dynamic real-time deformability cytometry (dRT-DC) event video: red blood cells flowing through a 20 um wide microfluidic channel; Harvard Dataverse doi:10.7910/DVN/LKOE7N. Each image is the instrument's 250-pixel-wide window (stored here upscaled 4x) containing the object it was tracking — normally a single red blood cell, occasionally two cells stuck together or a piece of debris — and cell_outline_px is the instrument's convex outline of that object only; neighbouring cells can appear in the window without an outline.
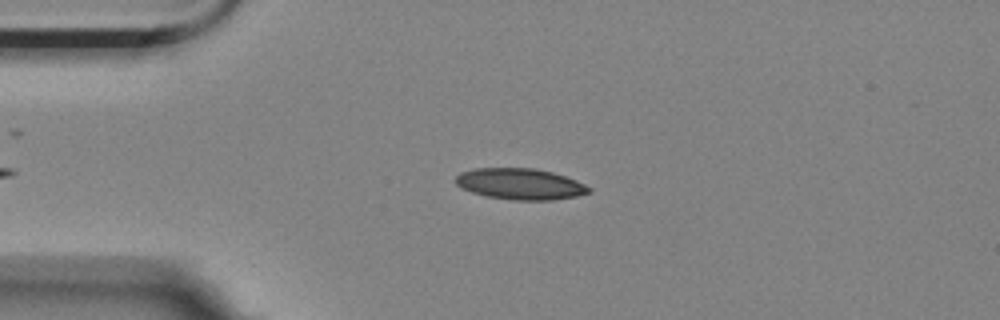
{"species": "Egyptian fruit bat (a non-hibernating species)", "species_latin": "Rousettus aegyptiacus", "temperature_condition": "room temperature", "stored_images_in_passage": 43, "camera_frame_rate_fps": 3000, "um_per_image_px": 0.085, "animal": {"sex": "female"}, "frame": {"image": 1, "passage_image": 5, "time_ms": 1.333, "image_size_px": [1000, 320], "cell_outline_px": [[592, 192], [576, 196], [552, 200], [512, 200], [488, 196], [472, 192], [460, 188], [456, 184], [456, 176], [460, 172], [472, 168], [536, 168], [552, 172], [576, 180], [592, 188]], "centroid_in_image_um": [44.21, 15.63], "position_along_channel_um": 40.8, "area_um2": 24.28}}
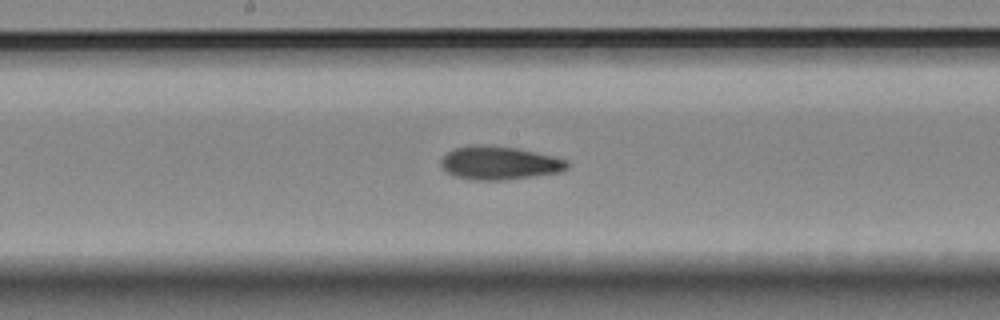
{"frame": {"image": 2, "passage_image": 21, "time_ms": 6.667, "image_size_px": [1000, 320], "cell_outline_px": [[572, 164], [568, 168], [560, 172], [504, 180], [472, 180], [452, 176], [440, 164], [440, 160], [448, 152], [456, 148], [480, 144], [516, 148], [556, 156], [568, 160]], "centroid_in_image_um": [42.49, 13.86], "position_along_channel_um": 205.7, "area_um2": 24.62}}
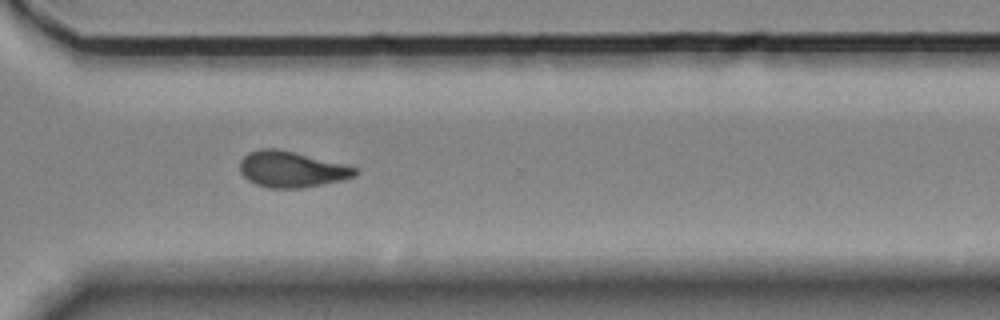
{"frame": {"image": 3, "passage_image": 33, "time_ms": 10.667, "image_size_px": [1000, 320], "cell_outline_px": [[360, 172], [356, 176], [344, 180], [304, 188], [268, 188], [256, 184], [248, 180], [240, 172], [240, 160], [248, 152], [260, 148], [276, 148], [344, 164], [356, 168]], "centroid_in_image_um": [24.78, 14.4], "position_along_channel_um": 345.8, "area_um2": 24.28}, "authors_computed_cell_mechanics": {"area_um2": 23.698, "velocity_mm_per_s": 3.5084, "shape_relaxation_time_tau1_ms": null, "shape_relaxation_time_tau2_ms": 6.1186, "deformation_change_tau1": null, "deformation_change_tau2": 0.1306}}